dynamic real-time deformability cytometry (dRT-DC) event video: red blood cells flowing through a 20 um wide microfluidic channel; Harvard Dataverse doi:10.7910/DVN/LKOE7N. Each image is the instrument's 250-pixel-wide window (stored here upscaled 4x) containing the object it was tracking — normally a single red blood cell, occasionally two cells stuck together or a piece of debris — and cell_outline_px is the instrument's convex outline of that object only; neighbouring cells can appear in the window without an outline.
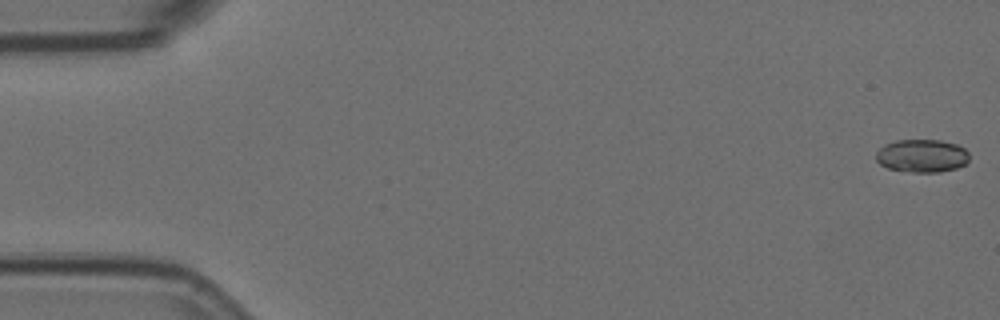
{"species": "Egyptian fruit bat (a non-hibernating species)", "species_latin": "Rousettus aegyptiacus", "temperature_condition": "room temperature", "stored_images_in_passage": 6, "camera_frame_rate_fps": 3000, "um_per_image_px": 0.085, "animal": {"sex": "female"}, "frame": {"image": 1, "passage_image": 1, "time_ms": 0.0, "image_size_px": [1000, 320], "cell_outline_px": [[968, 160], [964, 164], [956, 168], [940, 172], [912, 172], [888, 168], [880, 164], [876, 160], [876, 152], [884, 144], [896, 140], [940, 140], [956, 144], [964, 148], [968, 152]], "centroid_in_image_um": [78.35, 13.24], "position_along_channel_um": 6.7, "area_um2": 17.92}}
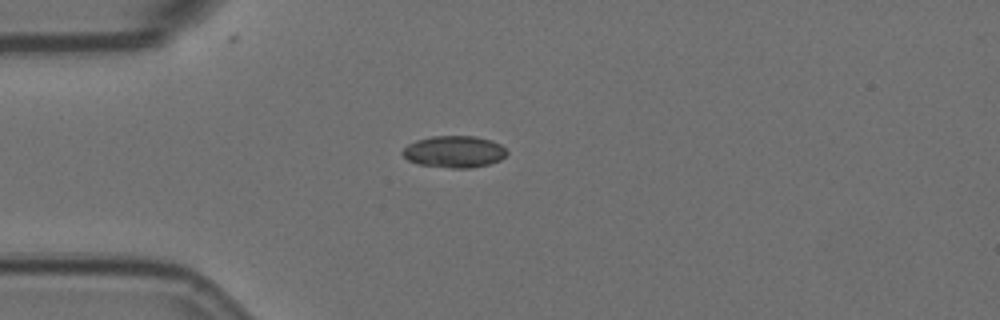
{"frame": {"image": 2, "passage_image": 5, "time_ms": 1.333, "image_size_px": [1000, 320], "cell_outline_px": [[508, 152], [500, 160], [488, 164], [472, 168], [452, 168], [416, 164], [408, 160], [400, 152], [408, 144], [416, 140], [432, 136], [476, 136], [492, 140], [500, 144]], "centroid_in_image_um": [38.59, 12.89], "position_along_channel_um": 46.4, "area_um2": 19.42}}
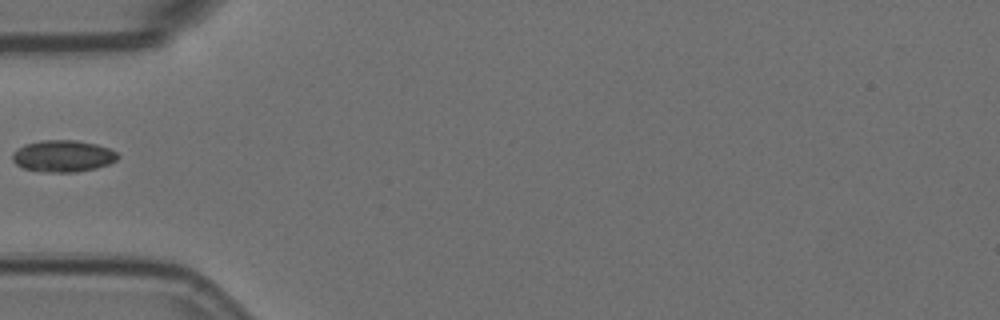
{"frame": {"image": 3, "passage_image": 6, "time_ms": 1.667, "image_size_px": [1000, 320], "cell_outline_px": [[120, 156], [116, 160], [108, 164], [96, 168], [76, 172], [48, 172], [24, 168], [16, 164], [12, 160], [12, 152], [24, 144], [44, 140], [76, 140], [96, 144], [108, 148], [116, 152]], "centroid_in_image_um": [5.35, 13.26], "position_along_channel_um": 79.7, "area_um2": 19.42}}